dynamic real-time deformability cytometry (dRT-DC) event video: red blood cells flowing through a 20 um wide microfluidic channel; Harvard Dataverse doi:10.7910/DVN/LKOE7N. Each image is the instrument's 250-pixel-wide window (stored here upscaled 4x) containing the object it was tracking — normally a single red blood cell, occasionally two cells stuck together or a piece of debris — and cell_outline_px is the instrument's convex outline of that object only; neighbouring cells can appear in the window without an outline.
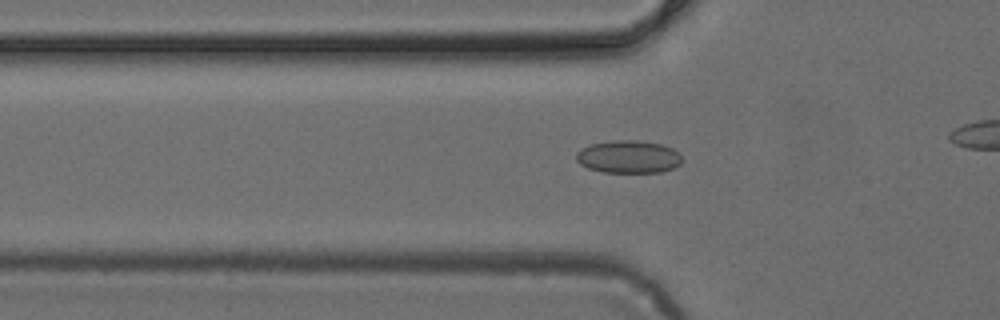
{"species": "common noctule bat (a hibernating species)", "species_latin": "Nyctalus noctula", "temperature_condition": "cold", "stored_images_in_passage": 30, "camera_frame_rate_fps": 3000, "um_per_image_px": 0.085, "animal": {"sex": "female", "body_mass_g": 24.6, "forearm_length_mm": 56.2}, "frame": {"image": 1, "passage_image": 6, "time_ms": 1.667, "image_size_px": [1000, 320], "cell_outline_px": [[684, 160], [680, 164], [672, 168], [660, 172], [600, 172], [588, 168], [580, 164], [576, 160], [576, 152], [580, 148], [592, 144], [616, 140], [636, 140], [660, 144], [672, 148]], "centroid_in_image_um": [53.39, 13.33], "position_along_channel_um": 72.4, "area_um2": 20.11}}
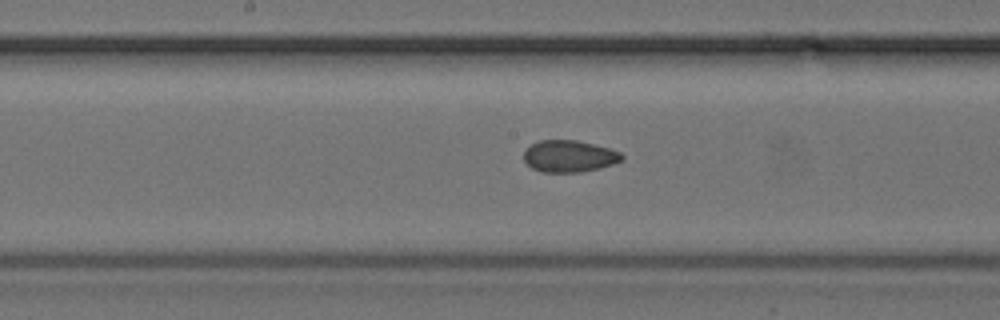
{"frame": {"image": 2, "passage_image": 15, "time_ms": 4.667, "image_size_px": [1000, 320], "cell_outline_px": [[624, 160], [600, 168], [580, 172], [544, 172], [532, 168], [524, 160], [524, 152], [532, 144], [540, 140], [576, 140], [608, 148], [620, 152], [624, 156]], "centroid_in_image_um": [48.4, 13.28], "position_along_channel_um": 199.8, "area_um2": 18.03}}
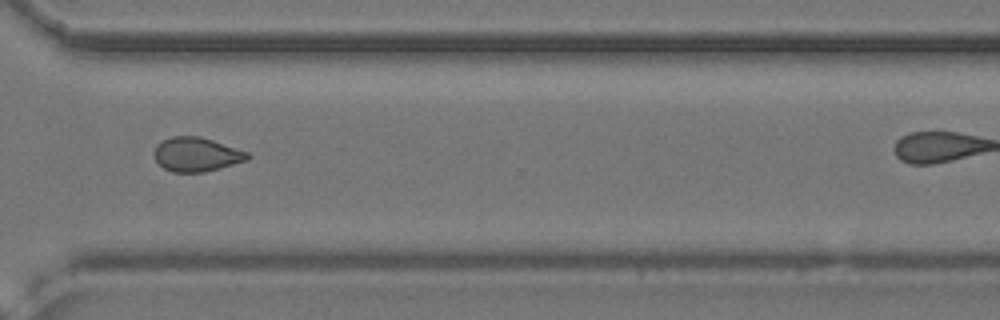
{"frame": {"image": 3, "passage_image": 26, "time_ms": 8.333, "image_size_px": [1000, 320], "cell_outline_px": [[252, 156], [248, 160], [220, 168], [204, 172], [172, 172], [164, 168], [156, 160], [152, 152], [156, 144], [172, 136], [200, 136], [248, 152]], "centroid_in_image_um": [16.69, 13.13], "position_along_channel_um": 353.9, "area_um2": 18.61}}